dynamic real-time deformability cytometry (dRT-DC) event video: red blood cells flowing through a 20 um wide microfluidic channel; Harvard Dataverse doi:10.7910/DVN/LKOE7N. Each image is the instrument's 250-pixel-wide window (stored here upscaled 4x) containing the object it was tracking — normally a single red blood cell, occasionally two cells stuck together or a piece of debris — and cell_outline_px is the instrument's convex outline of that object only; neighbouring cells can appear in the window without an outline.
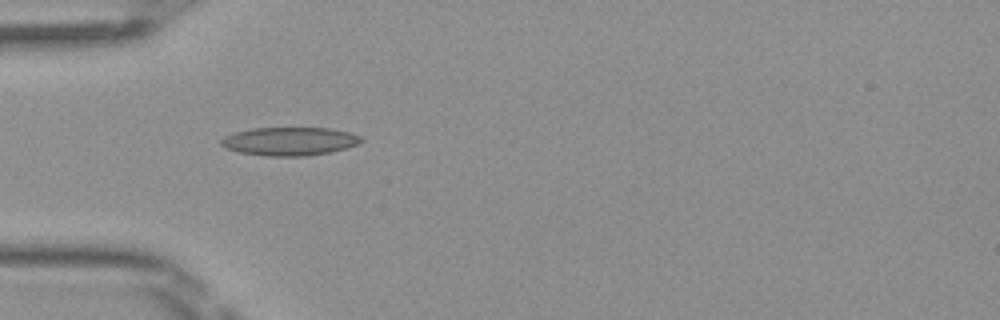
{"species": "Egyptian fruit bat (a non-hibernating species)", "species_latin": "Rousettus aegyptiacus", "temperature_condition": "room temperature", "stored_images_in_passage": 35, "camera_frame_rate_fps": 3000, "um_per_image_px": 0.085, "frame": {"image": 1, "passage_image": 1, "time_ms": 0.0, "image_size_px": [1000, 320], "cell_outline_px": [[364, 140], [356, 144], [344, 148], [328, 152], [304, 156], [264, 156], [240, 152], [224, 148], [220, 144], [220, 140], [224, 136], [236, 132], [252, 128], [328, 128], [348, 132], [360, 136]], "centroid_in_image_um": [24.56, 12.01], "position_along_channel_um": 60.4, "area_um2": 22.95}}
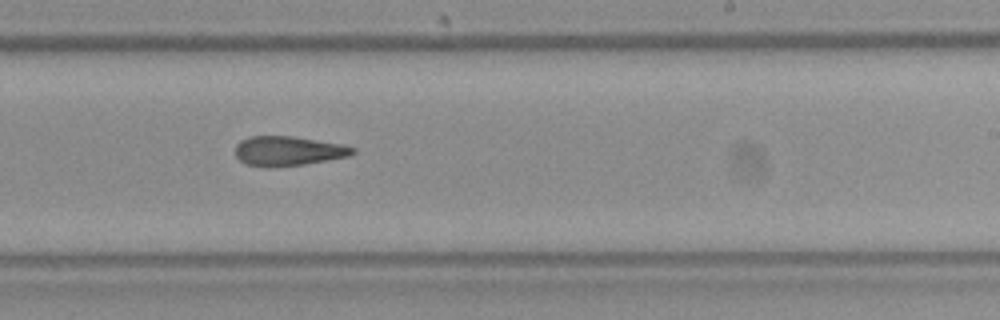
{"frame": {"image": 2, "passage_image": 16, "time_ms": 5.0, "image_size_px": [1000, 320], "cell_outline_px": [[356, 152], [348, 156], [328, 160], [304, 164], [268, 168], [244, 164], [236, 156], [236, 144], [240, 140], [248, 136], [296, 136], [344, 144], [356, 148]], "centroid_in_image_um": [24.49, 12.83], "position_along_channel_um": 264.5, "area_um2": 20.58}}
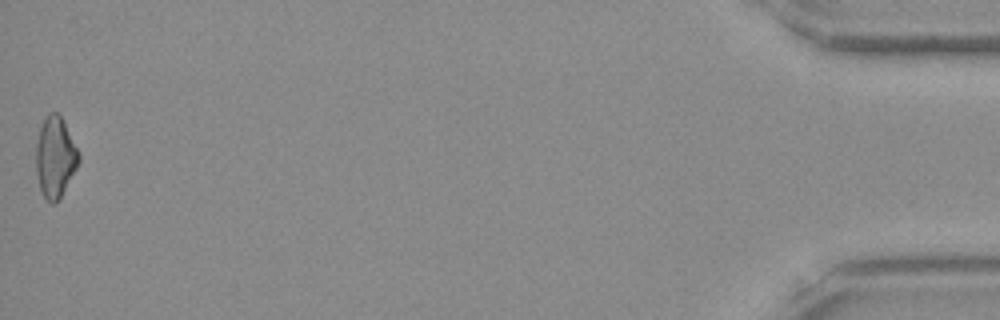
{"frame": {"image": 3, "passage_image": 35, "time_ms": 11.333, "image_size_px": [1000, 320], "cell_outline_px": [[80, 160], [76, 168], [56, 204], [52, 204], [40, 192], [36, 172], [36, 144], [40, 128], [44, 116], [48, 112], [60, 112], [80, 156]], "centroid_in_image_um": [4.67, 13.32], "position_along_channel_um": 430.5, "area_um2": 20.11}, "authors_computed_cell_mechanics": {"area_um2": 20.4034, "velocity_mm_per_s": 4.1307, "shape_relaxation_time_tau1_ms": null, "shape_relaxation_time_tau2_ms": 9.9865, "deformation_change_tau1": null, "deformation_change_tau2": 0.2422}}